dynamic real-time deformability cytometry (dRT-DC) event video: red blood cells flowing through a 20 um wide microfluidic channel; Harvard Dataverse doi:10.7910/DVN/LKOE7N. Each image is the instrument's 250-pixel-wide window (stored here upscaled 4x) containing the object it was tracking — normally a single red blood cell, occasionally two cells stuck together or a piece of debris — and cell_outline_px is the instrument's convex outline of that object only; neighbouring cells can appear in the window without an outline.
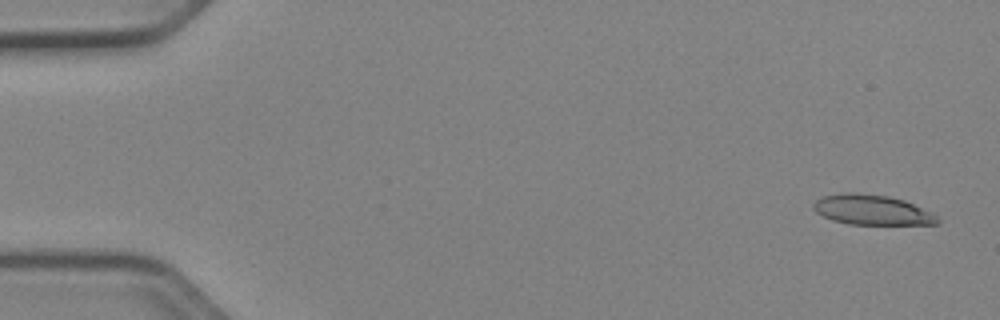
{"species": "Egyptian fruit bat (a non-hibernating species)", "species_latin": "Rousettus aegyptiacus", "temperature_condition": "cold", "stored_images_in_passage": 51, "camera_frame_rate_fps": 3000, "um_per_image_px": 0.085, "animal": {"sex": "female"}, "frame": {"image": 1, "passage_image": 2, "time_ms": 0.333, "image_size_px": [1000, 320], "cell_outline_px": [[940, 224], [848, 224], [832, 220], [816, 212], [812, 208], [812, 204], [820, 196], [848, 192], [852, 192], [888, 196], [904, 200], [932, 212], [940, 220]], "centroid_in_image_um": [74.1, 17.84], "position_along_channel_um": 10.9, "area_um2": 21.73}}
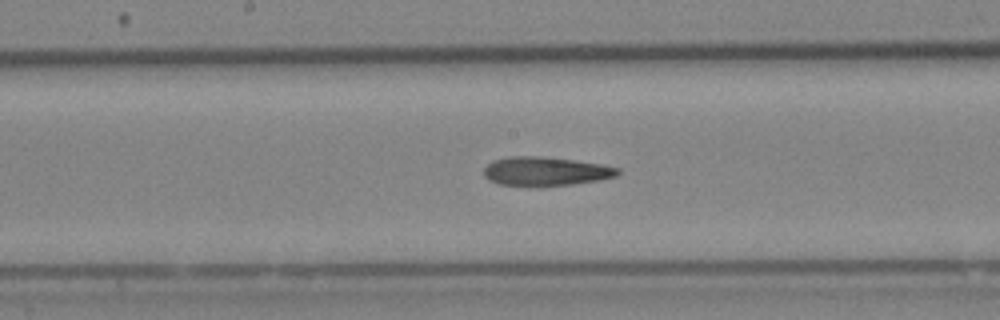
{"frame": {"image": 2, "passage_image": 27, "time_ms": 8.667, "image_size_px": [1000, 320], "cell_outline_px": [[620, 172], [616, 176], [600, 180], [572, 184], [540, 188], [496, 184], [488, 180], [484, 176], [484, 168], [492, 160], [512, 156], [540, 156], [572, 160], [600, 164], [620, 168]], "centroid_in_image_um": [46.33, 14.59], "position_along_channel_um": 201.9, "area_um2": 23.06}}
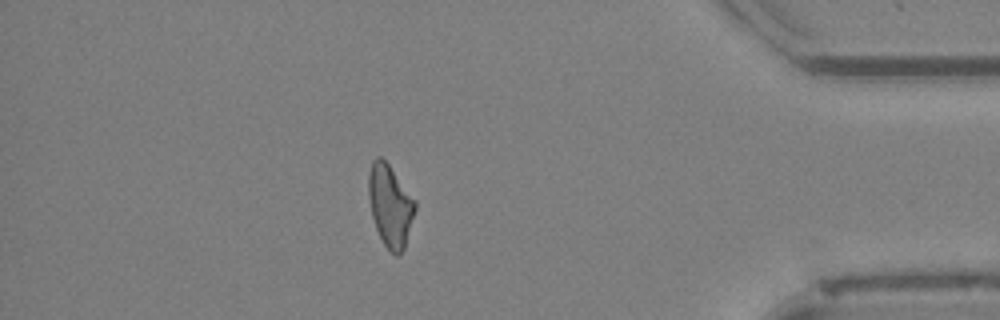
{"frame": {"image": 3, "passage_image": 45, "time_ms": 14.667, "image_size_px": [1000, 320], "cell_outline_px": [[416, 208], [404, 248], [396, 256], [384, 244], [376, 228], [372, 216], [368, 196], [368, 172], [372, 160], [376, 156], [380, 156], [388, 164], [416, 200]], "centroid_in_image_um": [33.15, 17.43], "position_along_channel_um": 402.0, "area_um2": 22.08}, "authors_computed_cell_mechanics": {"area_um2": 22.4842, "velocity_mm_per_s": 3.9674, "shape_relaxation_time_tau1_ms": null, "shape_relaxation_time_tau2_ms": 4.7203, "deformation_change_tau1": null, "deformation_change_tau2": 0.1597}}